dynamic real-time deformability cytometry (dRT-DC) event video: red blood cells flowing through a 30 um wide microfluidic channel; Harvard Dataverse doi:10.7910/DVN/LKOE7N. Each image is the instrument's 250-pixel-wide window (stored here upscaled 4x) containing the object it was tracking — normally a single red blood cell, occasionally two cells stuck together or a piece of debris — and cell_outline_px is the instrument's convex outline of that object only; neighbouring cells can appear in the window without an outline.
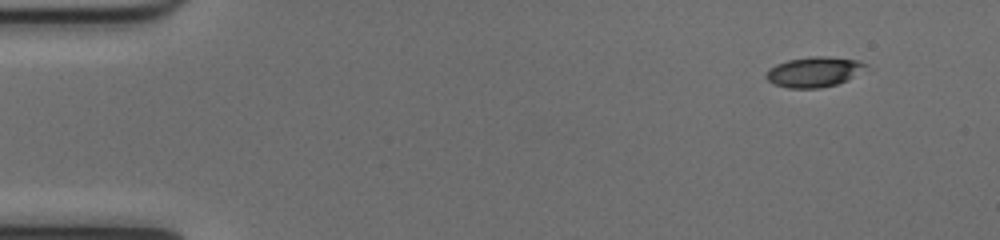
{"species": "common noctule bat (a hibernating species)", "species_latin": "Nyctalus noctula", "temperature_condition": "cold", "stored_images_in_passage": 48, "camera_frame_rate_fps": 3000, "um_per_image_px": 0.085, "animal": {"sex": "female", "body_mass_g": 17.0, "forearm_length_mm": 48.0}, "frame": {"image": 1, "passage_image": 1, "time_ms": 0.0, "image_size_px": [1000, 240], "cell_outline_px": [[868, 64], [848, 80], [836, 84], [820, 88], [788, 88], [776, 84], [768, 80], [764, 76], [768, 68], [776, 64], [788, 60], [812, 56], [824, 56], [860, 60]], "centroid_in_image_um": [69.16, 6.1], "position_along_channel_um": 15.8, "area_um2": 17.4}}
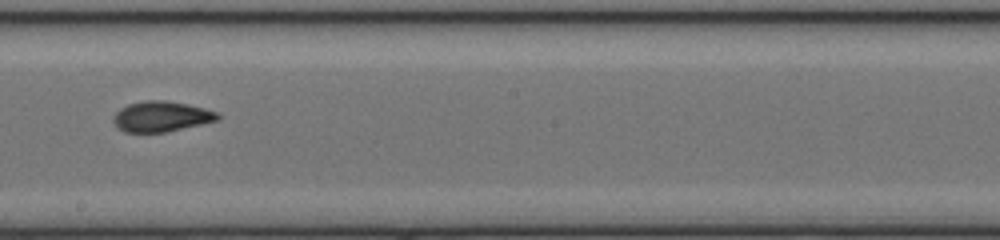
{"frame": {"image": 2, "passage_image": 26, "time_ms": 8.333, "image_size_px": [1000, 240], "cell_outline_px": [[220, 120], [168, 132], [124, 132], [116, 128], [112, 120], [116, 112], [120, 108], [128, 104], [148, 100], [164, 100], [188, 104], [220, 112]], "centroid_in_image_um": [13.73, 9.91], "position_along_channel_um": 234.5, "area_um2": 18.79}}
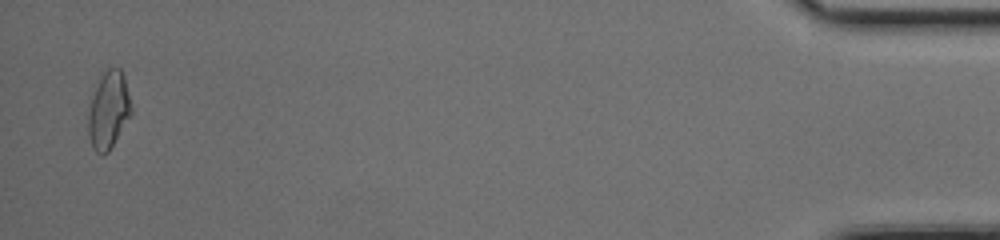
{"frame": {"image": 3, "passage_image": 47, "time_ms": 15.333, "image_size_px": [1000, 240], "cell_outline_px": [[132, 112], [108, 152], [104, 156], [96, 152], [92, 148], [88, 136], [88, 112], [92, 96], [104, 72], [108, 68], [120, 68], [124, 76], [132, 108]], "centroid_in_image_um": [9.21, 9.4], "position_along_channel_um": 426.0, "area_um2": 19.07}, "authors_computed_cell_mechanics": {"area_um2": 18.3226, "velocity_mm_per_s": 4.0238, "shape_relaxation_time_tau1_ms": 2.5856, "shape_relaxation_time_tau2_ms": 2.2347, "deformation_change_tau1": 0.1324, "deformation_change_tau2": 0.0855}}